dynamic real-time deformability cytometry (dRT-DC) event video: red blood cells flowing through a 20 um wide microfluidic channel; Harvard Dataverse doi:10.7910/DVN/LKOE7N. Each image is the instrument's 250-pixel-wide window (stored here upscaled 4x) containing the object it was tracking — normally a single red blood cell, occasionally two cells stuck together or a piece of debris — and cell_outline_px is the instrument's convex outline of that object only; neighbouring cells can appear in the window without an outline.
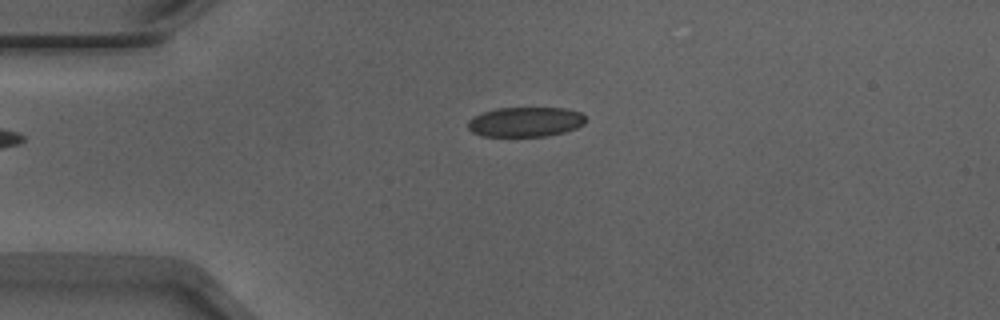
{"species": "Egyptian fruit bat (a non-hibernating species)", "species_latin": "Rousettus aegyptiacus", "temperature_condition": "warm", "stored_images_in_passage": 30, "camera_frame_rate_fps": 3000, "um_per_image_px": 0.085, "animal": {"sex": "male"}, "frame": {"image": 1, "passage_image": 1, "time_ms": 0.0, "image_size_px": [1000, 320], "cell_outline_px": [[584, 124], [576, 128], [564, 132], [544, 136], [480, 136], [472, 132], [468, 128], [468, 120], [484, 112], [496, 108], [564, 108], [580, 112], [584, 116]], "centroid_in_image_um": [44.65, 10.36], "position_along_channel_um": 40.4, "area_um2": 20.29}}
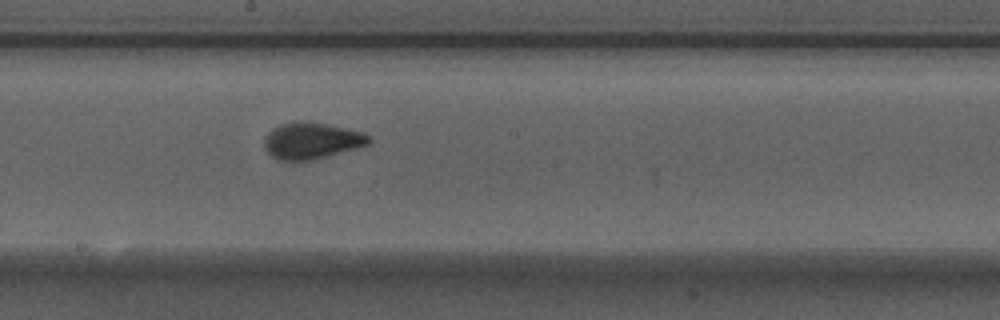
{"frame": {"image": 2, "passage_image": 17, "time_ms": 5.333, "image_size_px": [1000, 320], "cell_outline_px": [[372, 140], [368, 144], [356, 148], [312, 160], [280, 160], [272, 156], [264, 148], [264, 136], [272, 128], [280, 124], [296, 120], [304, 120], [364, 132], [372, 136]], "centroid_in_image_um": [26.47, 11.94], "position_along_channel_um": 221.7, "area_um2": 22.31}}
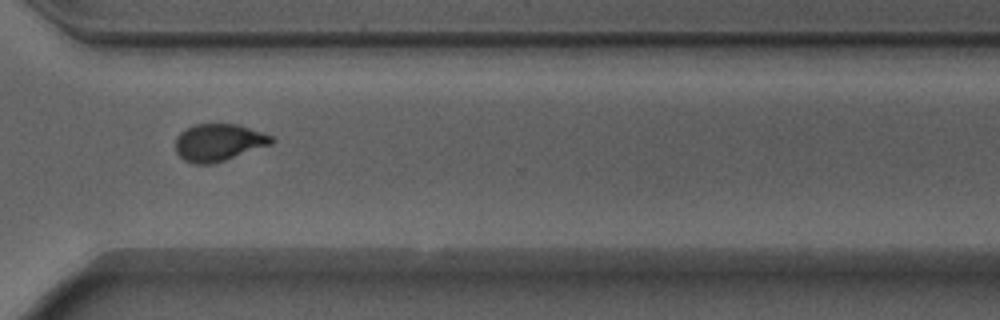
{"frame": {"image": 3, "passage_image": 27, "time_ms": 8.667, "image_size_px": [1000, 320], "cell_outline_px": [[276, 140], [272, 144], [212, 164], [196, 164], [184, 160], [176, 152], [176, 136], [180, 132], [196, 124], [236, 124], [272, 136]], "centroid_in_image_um": [18.57, 12.11], "position_along_channel_um": 352.0, "area_um2": 20.58}, "authors_computed_cell_mechanics": {"area_um2": 21.4149, "velocity_mm_per_s": 3.9155, "shape_relaxation_time_tau1_ms": 4.3572, "shape_relaxation_time_tau2_ms": 0.5868, "deformation_change_tau1": 0.1257, "deformation_change_tau2": 0.0521}}